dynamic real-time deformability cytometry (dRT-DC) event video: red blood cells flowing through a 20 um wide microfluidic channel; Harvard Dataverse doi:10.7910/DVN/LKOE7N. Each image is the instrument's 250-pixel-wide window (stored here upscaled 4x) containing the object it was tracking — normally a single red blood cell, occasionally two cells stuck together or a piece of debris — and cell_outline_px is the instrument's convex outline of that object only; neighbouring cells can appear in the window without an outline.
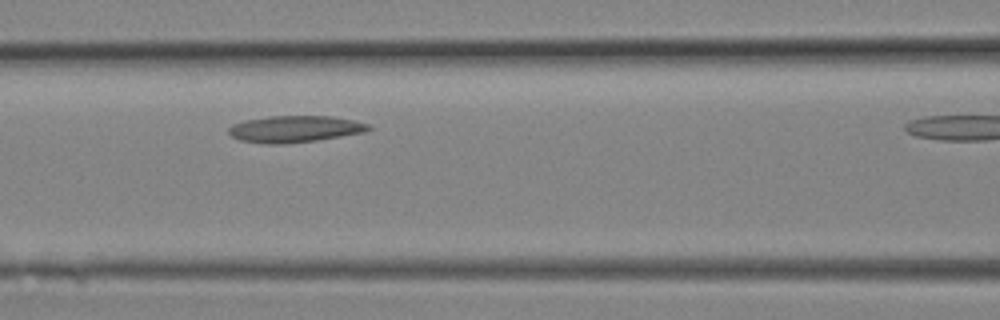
{"species": "Egyptian fruit bat (a non-hibernating species)", "species_latin": "Rousettus aegyptiacus", "temperature_condition": "room temperature", "stored_images_in_passage": 7, "segment_of_instrument_passage": [1, 2], "camera_frame_rate_fps": 3000, "um_per_image_px": 0.085, "animal": {"sex": "female"}, "frame": {"image": 1, "passage_image": 5, "time_ms": 1.333, "image_size_px": [1000, 320], "cell_outline_px": [[372, 128], [364, 132], [316, 140], [284, 144], [264, 144], [240, 140], [232, 136], [228, 132], [228, 128], [232, 124], [244, 120], [268, 116], [332, 116], [356, 120], [368, 124]], "centroid_in_image_um": [25.04, 10.96], "position_along_channel_um": 141.6, "area_um2": 21.79}}
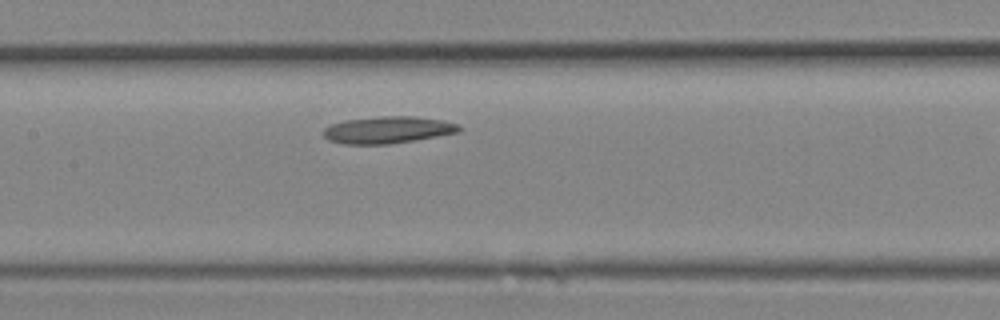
{"frame": {"image": 2, "passage_image": 6, "time_ms": 1.667, "image_size_px": [1000, 320], "cell_outline_px": [[464, 128], [460, 132], [416, 140], [388, 144], [344, 144], [328, 140], [324, 136], [324, 128], [332, 124], [344, 120], [380, 116], [412, 116], [444, 120], [460, 124]], "centroid_in_image_um": [33.02, 11.03], "position_along_channel_um": 174.4, "area_um2": 21.5}}